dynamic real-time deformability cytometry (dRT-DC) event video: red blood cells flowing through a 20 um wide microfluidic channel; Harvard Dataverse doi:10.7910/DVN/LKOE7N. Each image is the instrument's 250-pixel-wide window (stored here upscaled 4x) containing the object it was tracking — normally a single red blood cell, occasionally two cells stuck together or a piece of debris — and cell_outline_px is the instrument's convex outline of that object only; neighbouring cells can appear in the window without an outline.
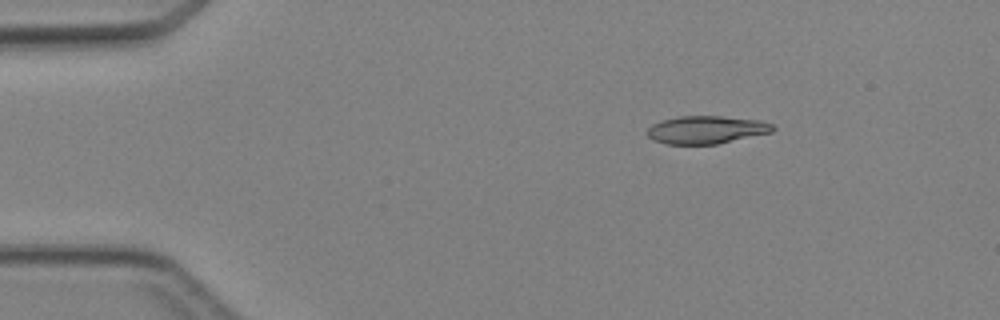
{"species": "Egyptian fruit bat (a non-hibernating species)", "species_latin": "Rousettus aegyptiacus", "temperature_condition": "cold", "stored_images_in_passage": 2, "camera_frame_rate_fps": 3000, "um_per_image_px": 0.085, "animal": {"sex": "female"}, "frame": {"image": 1, "passage_image": 1, "time_ms": 0.0, "image_size_px": [1000, 320], "cell_outline_px": [[776, 128], [772, 132], [716, 144], [668, 144], [656, 140], [648, 136], [648, 128], [652, 124], [664, 120], [680, 116], [720, 116], [760, 120], [772, 124]], "centroid_in_image_um": [60.07, 11.02], "position_along_channel_um": 24.9, "area_um2": 20.11}}